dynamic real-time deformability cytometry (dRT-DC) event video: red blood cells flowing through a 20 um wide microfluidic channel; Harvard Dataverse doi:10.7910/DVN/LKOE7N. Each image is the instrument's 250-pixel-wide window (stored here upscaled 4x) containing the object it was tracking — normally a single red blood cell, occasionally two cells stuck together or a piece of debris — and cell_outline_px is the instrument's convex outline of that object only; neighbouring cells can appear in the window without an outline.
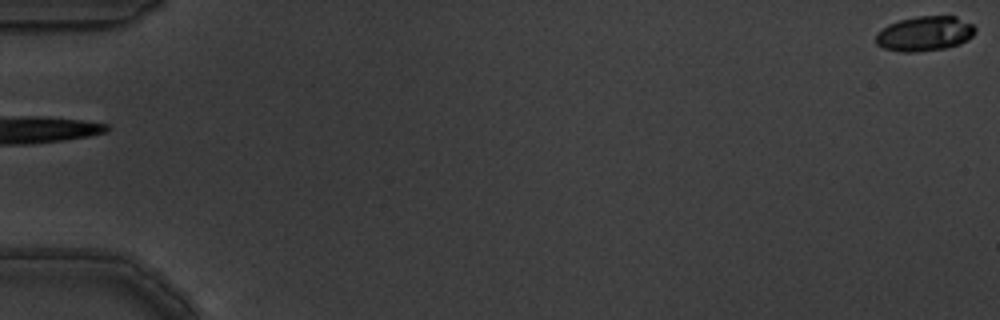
{"species": "common noctule bat (a hibernating species)", "species_latin": "Nyctalus noctula", "temperature_condition": "warm", "stored_images_in_passage": 4, "segment_of_instrument_passage": [2, 2], "camera_frame_rate_fps": 3000, "um_per_image_px": 0.085, "animal": {"sex": "male", "body_mass_g": 19.5, "forearm_length_mm": 54.6}, "frame": {"image": 1, "passage_image": 4, "time_ms": 1.0, "image_size_px": [1000, 320], "cell_outline_px": [[976, 32], [968, 40], [960, 44], [944, 48], [916, 52], [904, 52], [884, 48], [876, 44], [876, 32], [888, 24], [900, 20], [916, 16], [956, 16], [972, 24], [976, 28]], "centroid_in_image_um": [78.6, 2.85], "position_along_channel_um": 6.4, "area_um2": 20.23}}